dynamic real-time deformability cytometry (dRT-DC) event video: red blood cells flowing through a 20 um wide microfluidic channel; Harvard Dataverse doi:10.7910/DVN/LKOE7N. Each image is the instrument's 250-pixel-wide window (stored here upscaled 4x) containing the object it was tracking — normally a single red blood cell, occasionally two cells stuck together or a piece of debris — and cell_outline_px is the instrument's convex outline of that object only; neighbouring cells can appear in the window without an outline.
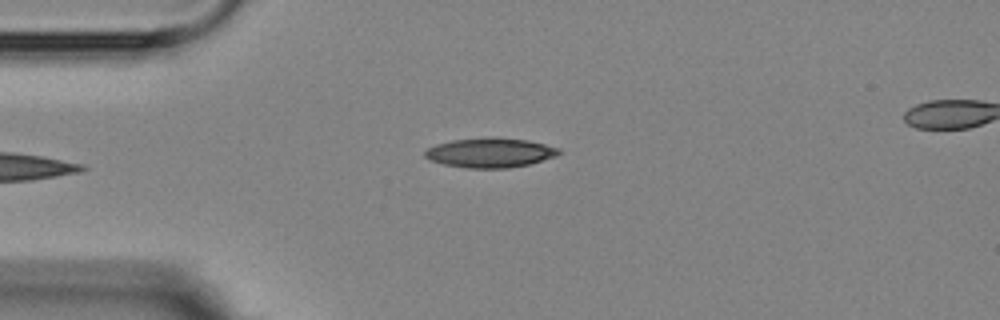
{"species": "Egyptian fruit bat (a non-hibernating species)", "species_latin": "Rousettus aegyptiacus", "temperature_condition": "room temperature", "stored_images_in_passage": 5, "camera_frame_rate_fps": 3000, "um_per_image_px": 0.085, "animal": {"sex": "female"}, "frame": {"image": 1, "passage_image": 5, "time_ms": 4.667, "image_size_px": [1000, 320], "cell_outline_px": [[560, 152], [556, 156], [528, 164], [508, 168], [468, 168], [444, 164], [432, 160], [424, 156], [424, 152], [428, 148], [436, 144], [452, 140], [484, 136], [496, 136], [528, 140], [560, 148]], "centroid_in_image_um": [41.66, 12.95], "position_along_channel_um": 43.3, "area_um2": 23.24}}